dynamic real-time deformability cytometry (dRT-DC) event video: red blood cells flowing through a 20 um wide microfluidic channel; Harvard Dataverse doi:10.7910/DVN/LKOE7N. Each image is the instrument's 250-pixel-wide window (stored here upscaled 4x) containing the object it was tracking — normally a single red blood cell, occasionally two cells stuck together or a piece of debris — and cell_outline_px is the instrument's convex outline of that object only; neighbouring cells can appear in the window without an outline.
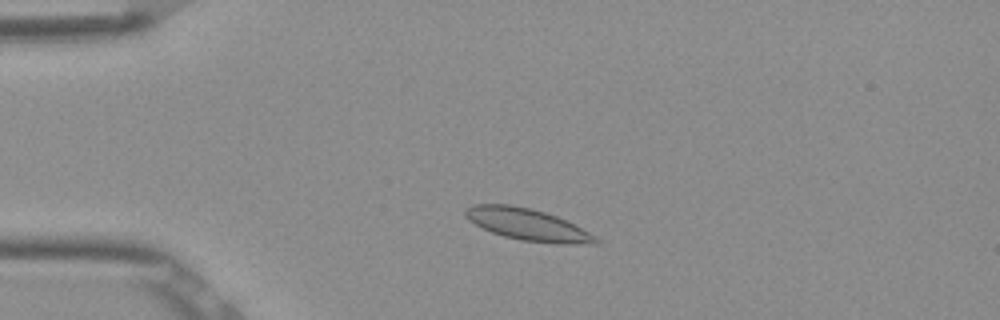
{"species": "Egyptian fruit bat (a non-hibernating species)", "species_latin": "Rousettus aegyptiacus", "temperature_condition": "room temperature", "stored_images_in_passage": 4, "camera_frame_rate_fps": 3000, "um_per_image_px": 0.085, "frame": {"image": 1, "passage_image": 2, "time_ms": 0.333, "image_size_px": [1000, 320], "cell_outline_px": [[600, 244], [560, 244], [520, 240], [504, 236], [492, 232], [468, 220], [464, 216], [464, 208], [472, 204], [512, 204], [532, 208], [556, 216], [588, 232], [600, 240]], "centroid_in_image_um": [44.8, 19.08], "position_along_channel_um": 40.2, "area_um2": 24.1}}
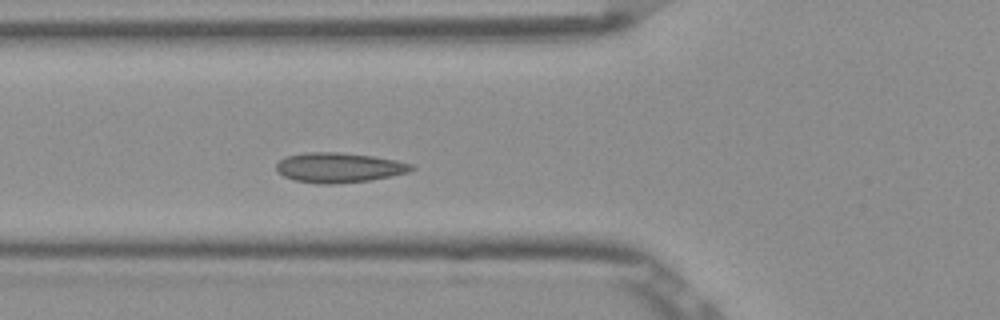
{"frame": {"image": 2, "passage_image": 4, "time_ms": 1.0, "image_size_px": [1000, 320], "cell_outline_px": [[416, 168], [408, 172], [368, 180], [332, 184], [316, 184], [296, 180], [284, 176], [276, 168], [276, 164], [284, 156], [304, 152], [340, 152], [372, 156], [396, 160], [412, 164]], "centroid_in_image_um": [28.79, 14.23], "position_along_channel_um": 97.0, "area_um2": 23.41}}